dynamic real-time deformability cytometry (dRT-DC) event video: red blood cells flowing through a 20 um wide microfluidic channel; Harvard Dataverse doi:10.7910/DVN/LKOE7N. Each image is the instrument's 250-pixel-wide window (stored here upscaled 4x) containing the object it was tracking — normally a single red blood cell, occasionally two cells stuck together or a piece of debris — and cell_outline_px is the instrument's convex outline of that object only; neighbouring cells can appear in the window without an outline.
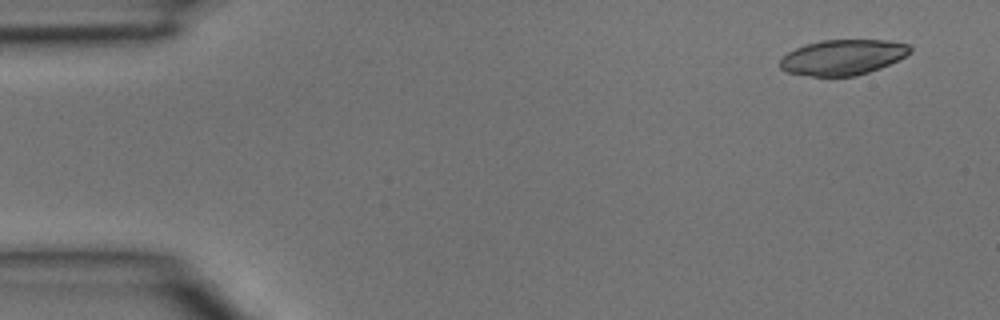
{"species": "common noctule bat (a hibernating species)", "species_latin": "Nyctalus noctula", "temperature_condition": "room temperature", "stored_images_in_passage": 5, "camera_frame_rate_fps": 3000, "um_per_image_px": 0.085, "animal": {"sex": "male", "body_mass_g": 15.6}, "frame": {"image": 1, "passage_image": 5, "time_ms": 1.333, "image_size_px": [1000, 320], "cell_outline_px": [[912, 52], [880, 68], [856, 76], [812, 76], [784, 72], [780, 68], [780, 60], [788, 52], [804, 44], [820, 40], [884, 40], [908, 44], [912, 48]], "centroid_in_image_um": [71.6, 4.86], "position_along_channel_um": 13.4, "area_um2": 26.76}}